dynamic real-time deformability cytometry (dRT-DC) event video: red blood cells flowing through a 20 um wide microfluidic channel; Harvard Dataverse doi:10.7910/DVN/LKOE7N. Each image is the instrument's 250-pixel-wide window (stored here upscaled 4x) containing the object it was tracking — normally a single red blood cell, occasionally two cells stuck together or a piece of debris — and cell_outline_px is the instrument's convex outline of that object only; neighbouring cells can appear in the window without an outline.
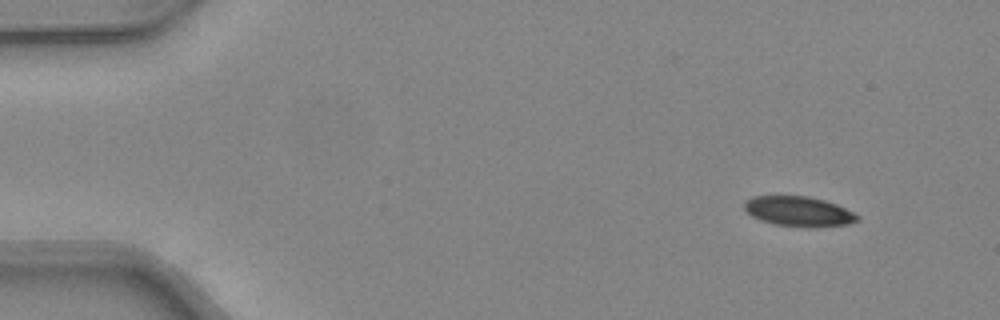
{"species": "common noctule bat (a hibernating species)", "species_latin": "Nyctalus noctula", "temperature_condition": "warm", "stored_images_in_passage": 44, "camera_frame_rate_fps": 3000, "um_per_image_px": 0.085, "animal": {"sex": "female", "body_mass_g": 24.6, "forearm_length_mm": 56.2}, "frame": {"image": 1, "passage_image": 1, "time_ms": 0.0, "image_size_px": [1000, 320], "cell_outline_px": [[860, 220], [848, 224], [812, 228], [772, 224], [760, 220], [752, 216], [744, 208], [744, 200], [752, 196], [808, 196], [824, 200], [836, 204], [860, 216]], "centroid_in_image_um": [67.88, 17.98], "position_along_channel_um": 17.1, "area_um2": 19.88}}
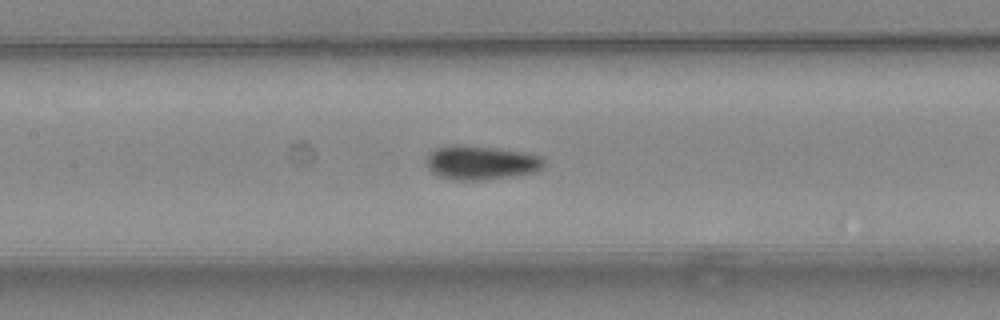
{"frame": {"image": 2, "passage_image": 19, "time_ms": 6.0, "image_size_px": [1000, 320], "cell_outline_px": [[544, 168], [536, 172], [512, 176], [484, 180], [456, 180], [436, 176], [428, 168], [428, 156], [436, 148], [456, 144], [500, 148], [524, 152], [540, 156], [544, 160]], "centroid_in_image_um": [40.92, 13.83], "position_along_channel_um": 166.5, "area_um2": 23.41}}
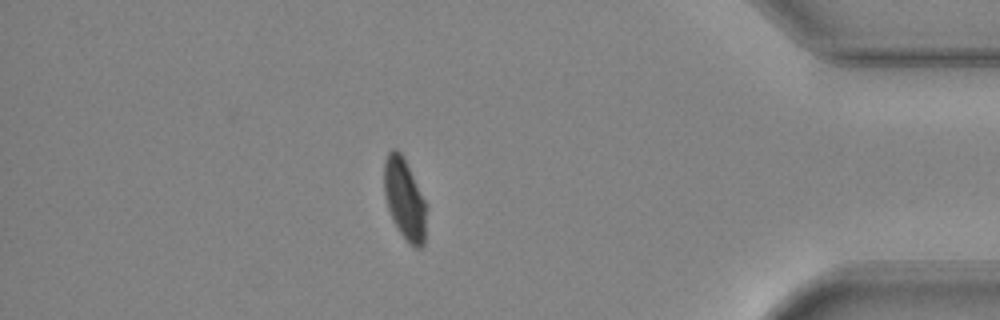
{"frame": {"image": 3, "passage_image": 38, "time_ms": 12.333, "image_size_px": [1000, 320], "cell_outline_px": [[428, 208], [424, 244], [420, 248], [416, 248], [408, 244], [392, 220], [384, 196], [384, 160], [388, 152], [392, 148], [396, 148], [404, 156]], "centroid_in_image_um": [34.4, 16.93], "position_along_channel_um": 400.8, "area_um2": 20.4}, "authors_computed_cell_mechanics": {"area_um2": 21.5016, "velocity_mm_per_s": 4.3205, "shape_relaxation_time_tau1_ms": 6.1393, "shape_relaxation_time_tau2_ms": 2.5374, "deformation_change_tau1": 0.1282, "deformation_change_tau2": 0.0665}}